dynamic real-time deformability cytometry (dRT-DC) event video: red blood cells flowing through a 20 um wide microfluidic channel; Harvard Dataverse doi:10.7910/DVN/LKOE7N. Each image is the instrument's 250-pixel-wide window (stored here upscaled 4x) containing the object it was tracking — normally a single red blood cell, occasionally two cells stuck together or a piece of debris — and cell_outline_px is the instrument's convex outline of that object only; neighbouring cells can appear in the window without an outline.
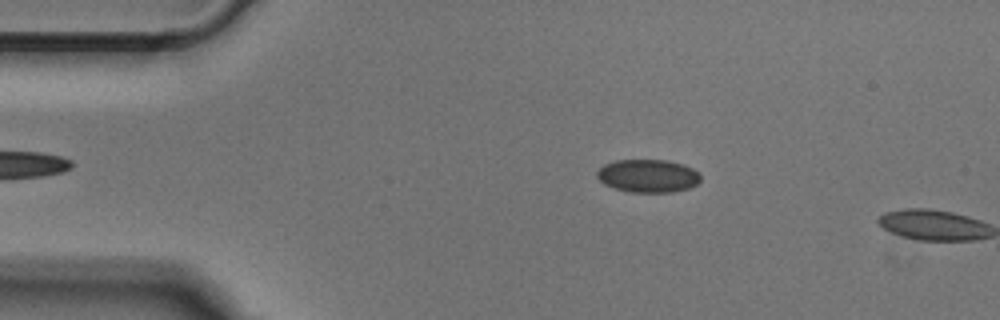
{"species": "Egyptian fruit bat (a non-hibernating species)", "species_latin": "Rousettus aegyptiacus", "temperature_condition": "cold", "stored_images_in_passage": 4, "camera_frame_rate_fps": 3000, "um_per_image_px": 0.085, "animal": {"sex": "male"}, "frame": {"image": 1, "passage_image": 3, "time_ms": 0.667, "image_size_px": [1000, 320], "cell_outline_px": [[700, 180], [696, 184], [688, 188], [672, 192], [632, 192], [612, 188], [604, 184], [596, 176], [596, 172], [604, 164], [616, 160], [668, 160], [684, 164], [692, 168], [700, 176]], "centroid_in_image_um": [55.05, 14.94], "position_along_channel_um": 30.0, "area_um2": 19.94}}